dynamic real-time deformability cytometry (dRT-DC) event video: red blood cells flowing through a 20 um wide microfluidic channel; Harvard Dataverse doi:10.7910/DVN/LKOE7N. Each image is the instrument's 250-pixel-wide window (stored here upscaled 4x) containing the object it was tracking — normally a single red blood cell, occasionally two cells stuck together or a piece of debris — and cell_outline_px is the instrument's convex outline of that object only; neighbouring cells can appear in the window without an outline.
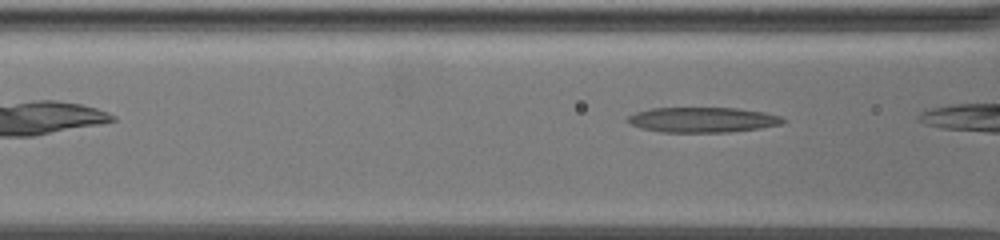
{"species": "common noctule bat (a hibernating species)", "species_latin": "Nyctalus noctula", "temperature_condition": "warm", "stored_images_in_passage": 5, "camera_frame_rate_fps": 3000, "um_per_image_px": 0.085, "animal": {"sex": "female", "body_mass_g": 19.5, "forearm_length_mm": 54.1}, "frame": {"image": 1, "passage_image": 3, "time_ms": 0.667, "image_size_px": [1000, 240], "cell_outline_px": [[788, 120], [784, 124], [760, 128], [728, 132], [660, 132], [640, 128], [624, 120], [628, 116], [636, 112], [648, 108], [736, 108], [764, 112], [780, 116]], "centroid_in_image_um": [59.72, 10.18], "position_along_channel_um": 106.9, "area_um2": 22.95}}